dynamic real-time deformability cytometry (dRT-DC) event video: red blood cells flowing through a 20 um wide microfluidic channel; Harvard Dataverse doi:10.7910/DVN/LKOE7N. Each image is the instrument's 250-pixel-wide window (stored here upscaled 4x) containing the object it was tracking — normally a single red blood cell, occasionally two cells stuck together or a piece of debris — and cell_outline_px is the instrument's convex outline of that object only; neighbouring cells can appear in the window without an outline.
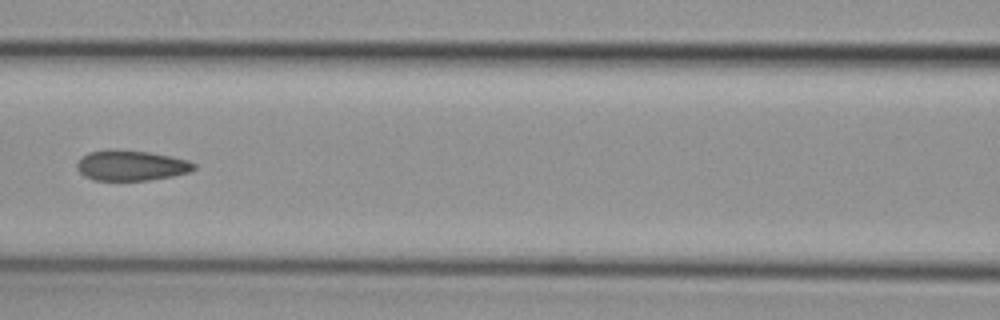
{"species": "common noctule bat (a hibernating species)", "species_latin": "Nyctalus noctula", "temperature_condition": "cold", "stored_images_in_passage": 9, "camera_frame_rate_fps": 3000, "um_per_image_px": 0.085, "animal": {"sex": "female", "body_mass_g": 29.2, "forearm_length_mm": 56.3}, "frame": {"image": 1, "passage_image": 6, "time_ms": 1.667, "image_size_px": [1000, 320], "cell_outline_px": [[196, 168], [188, 172], [172, 176], [148, 180], [92, 180], [84, 176], [76, 168], [76, 164], [88, 152], [108, 148], [112, 148], [148, 152], [188, 160], [196, 164]], "centroid_in_image_um": [11.11, 14.05], "position_along_channel_um": 155.5, "area_um2": 20.75}}
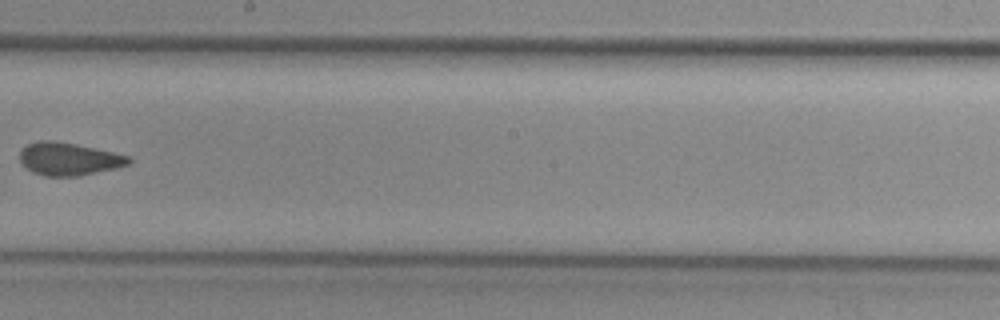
{"frame": {"image": 2, "passage_image": 8, "time_ms": 2.333, "image_size_px": [1000, 320], "cell_outline_px": [[132, 160], [128, 164], [116, 168], [80, 176], [44, 176], [32, 172], [20, 164], [20, 152], [28, 144], [40, 140], [52, 140], [76, 144], [132, 156]], "centroid_in_image_um": [5.85, 13.52], "position_along_channel_um": 242.3, "area_um2": 20.92}}
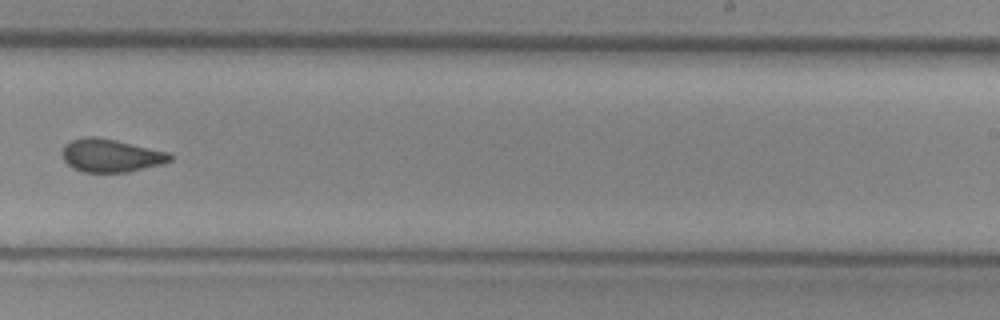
{"frame": {"image": 3, "passage_image": 9, "time_ms": 2.667, "image_size_px": [1000, 320], "cell_outline_px": [[172, 160], [164, 164], [128, 172], [84, 172], [72, 168], [64, 160], [64, 144], [72, 140], [84, 136], [96, 136], [116, 140], [168, 152], [172, 156]], "centroid_in_image_um": [9.44, 13.22], "position_along_channel_um": 279.6, "area_um2": 20.75}}